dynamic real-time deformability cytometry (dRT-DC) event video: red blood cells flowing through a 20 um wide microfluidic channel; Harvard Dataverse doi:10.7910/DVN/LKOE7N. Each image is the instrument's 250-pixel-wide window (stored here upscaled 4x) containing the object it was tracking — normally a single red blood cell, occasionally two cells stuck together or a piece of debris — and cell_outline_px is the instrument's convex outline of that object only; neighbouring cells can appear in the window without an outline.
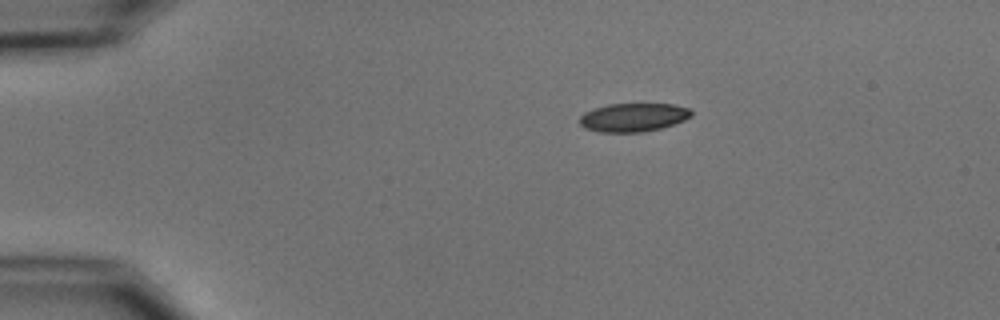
{"species": "common noctule bat (a hibernating species)", "species_latin": "Nyctalus noctula", "temperature_condition": "cold", "stored_images_in_passage": 4, "camera_frame_rate_fps": 3000, "um_per_image_px": 0.085, "animal": {"sex": "male", "body_mass_g": 15.6}, "frame": {"image": 1, "passage_image": 1, "time_ms": 0.0, "image_size_px": [1000, 320], "cell_outline_px": [[692, 116], [684, 120], [660, 128], [640, 132], [600, 132], [584, 128], [580, 124], [580, 116], [584, 112], [608, 104], [676, 104], [688, 108], [692, 112]], "centroid_in_image_um": [53.82, 9.97], "position_along_channel_um": 31.2, "area_um2": 18.44}}
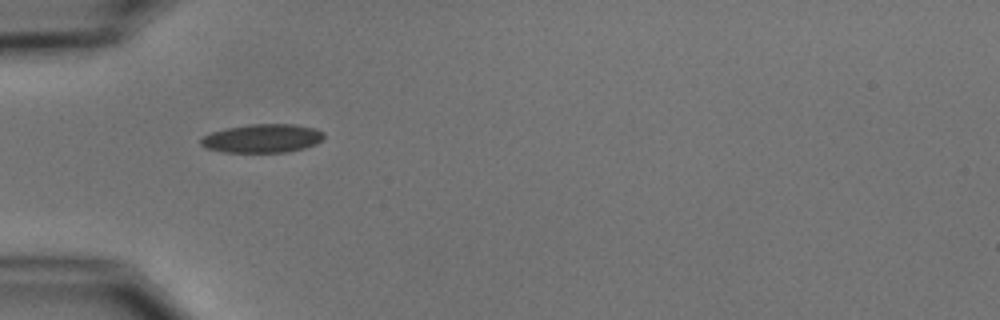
{"frame": {"image": 2, "passage_image": 3, "time_ms": 2.333, "image_size_px": [1000, 320], "cell_outline_px": [[324, 136], [316, 144], [304, 148], [284, 152], [224, 152], [208, 148], [200, 144], [200, 140], [204, 136], [212, 132], [228, 128], [248, 124], [292, 124], [316, 128], [324, 132]], "centroid_in_image_um": [22.32, 11.75], "position_along_channel_um": 62.7, "area_um2": 20.35}}